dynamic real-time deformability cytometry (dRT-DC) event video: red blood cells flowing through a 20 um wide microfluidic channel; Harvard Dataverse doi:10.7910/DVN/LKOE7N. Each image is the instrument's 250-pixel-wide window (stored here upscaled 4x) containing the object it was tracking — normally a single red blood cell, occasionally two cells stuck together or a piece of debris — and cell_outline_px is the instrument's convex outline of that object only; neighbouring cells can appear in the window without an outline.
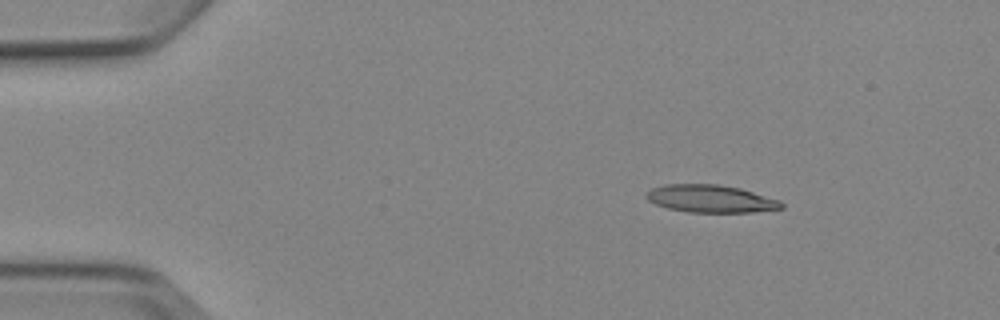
{"species": "Egyptian fruit bat (a non-hibernating species)", "species_latin": "Rousettus aegyptiacus", "temperature_condition": "cold", "stored_images_in_passage": 4, "camera_frame_rate_fps": 3000, "um_per_image_px": 0.085, "animal": {"sex": "female"}, "frame": {"image": 1, "passage_image": 2, "time_ms": 1.0, "image_size_px": [1000, 320], "cell_outline_px": [[784, 208], [752, 212], [688, 212], [668, 208], [656, 204], [648, 200], [644, 196], [652, 188], [664, 184], [716, 184], [740, 188], [780, 200], [784, 204]], "centroid_in_image_um": [60.41, 16.89], "position_along_channel_um": 24.6, "area_um2": 21.68}}
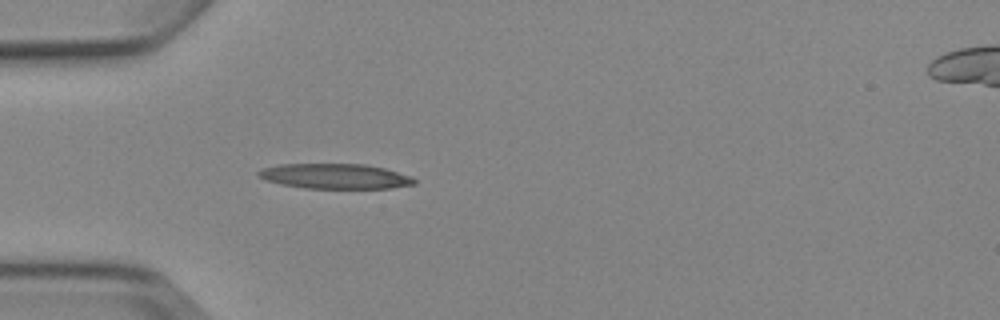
{"frame": {"image": 2, "passage_image": 4, "time_ms": 3.667, "image_size_px": [1000, 320], "cell_outline_px": [[416, 184], [392, 188], [304, 188], [280, 184], [256, 176], [256, 172], [260, 168], [280, 164], [364, 164], [384, 168], [412, 176], [416, 180]], "centroid_in_image_um": [28.47, 14.98], "position_along_channel_um": 56.5, "area_um2": 22.89}}